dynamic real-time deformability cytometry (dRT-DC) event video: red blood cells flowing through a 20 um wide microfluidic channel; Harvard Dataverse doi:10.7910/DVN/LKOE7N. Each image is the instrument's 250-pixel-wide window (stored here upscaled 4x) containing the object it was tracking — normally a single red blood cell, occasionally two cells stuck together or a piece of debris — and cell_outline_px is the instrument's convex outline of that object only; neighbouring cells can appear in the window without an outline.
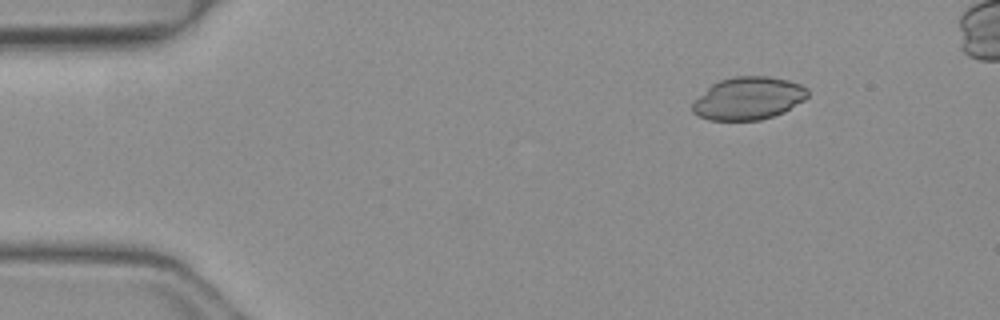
{"species": "common noctule bat (a hibernating species)", "species_latin": "Nyctalus noctula", "temperature_condition": "warm", "stored_images_in_passage": 48, "camera_frame_rate_fps": 3000, "um_per_image_px": 0.085, "animal": {"sex": "female", "body_mass_g": 19.3, "forearm_length_mm": 54.1}, "frame": {"image": 1, "passage_image": 7, "time_ms": 2.0, "image_size_px": [1000, 320], "cell_outline_px": [[808, 96], [804, 100], [784, 112], [760, 120], [708, 120], [692, 112], [692, 104], [712, 84], [720, 80], [736, 76], [768, 76], [788, 80], [800, 84], [808, 88]], "centroid_in_image_um": [63.64, 8.36], "position_along_channel_um": 21.4, "area_um2": 28.5}}